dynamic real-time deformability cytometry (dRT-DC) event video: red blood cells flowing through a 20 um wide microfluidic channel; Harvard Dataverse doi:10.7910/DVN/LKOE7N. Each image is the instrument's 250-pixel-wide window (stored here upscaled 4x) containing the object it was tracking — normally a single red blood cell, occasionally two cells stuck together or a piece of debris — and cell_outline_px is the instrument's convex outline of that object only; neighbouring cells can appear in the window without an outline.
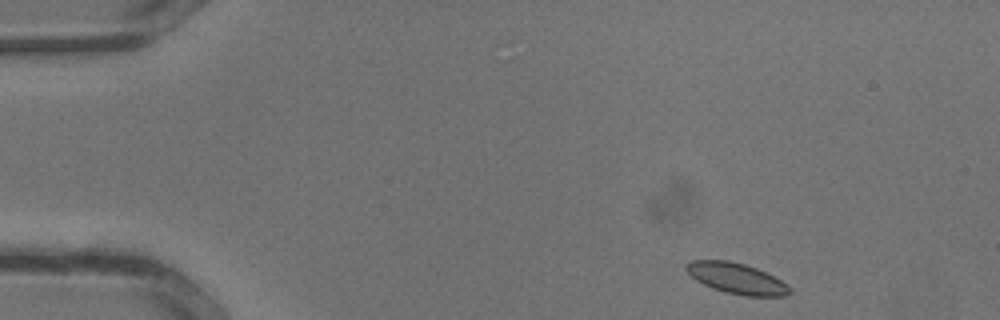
{"species": "common noctule bat (a hibernating species)", "species_latin": "Nyctalus noctula", "temperature_condition": "warm", "stored_images_in_passage": 31, "segment_of_instrument_passage": [1, 2], "camera_frame_rate_fps": 3000, "um_per_image_px": 0.085, "animal": {"sex": "male", "body_mass_g": 13.3}, "frame": {"image": 1, "passage_image": 1, "time_ms": 0.0, "image_size_px": [1000, 320], "cell_outline_px": [[792, 292], [784, 296], [744, 296], [724, 292], [712, 288], [696, 280], [684, 268], [684, 264], [692, 260], [728, 260], [744, 264], [756, 268], [788, 284], [792, 288]], "centroid_in_image_um": [62.6, 23.67], "position_along_channel_um": 22.4, "area_um2": 18.55}}
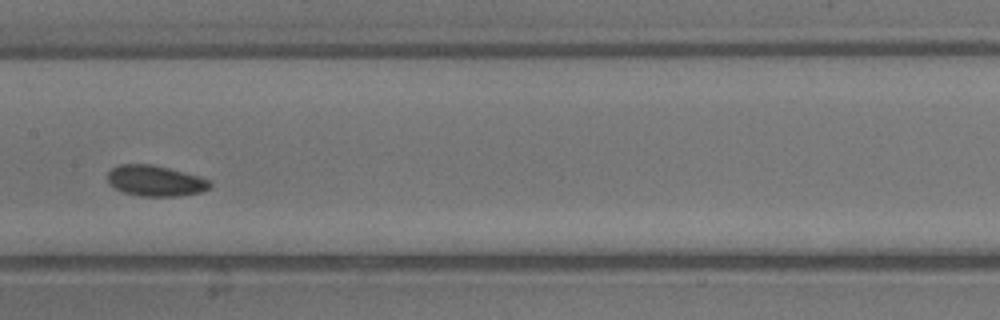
{"frame": {"image": 2, "passage_image": 14, "time_ms": 4.333, "image_size_px": [1000, 320], "cell_outline_px": [[212, 184], [208, 188], [200, 192], [176, 196], [140, 196], [124, 192], [116, 188], [108, 180], [108, 172], [112, 168], [120, 164], [152, 164], [200, 176], [212, 180]], "centroid_in_image_um": [13.23, 15.36], "position_along_channel_um": 194.2, "area_um2": 18.21}}
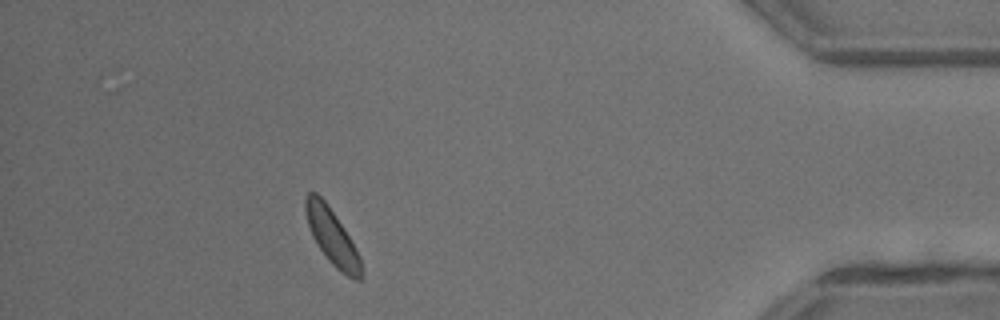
{"frame": {"image": 3, "passage_image": 27, "time_ms": 8.667, "image_size_px": [1000, 320], "cell_outline_px": [[364, 276], [360, 280], [356, 280], [340, 272], [328, 260], [312, 236], [308, 224], [304, 208], [304, 200], [308, 192], [316, 192], [328, 204], [344, 228], [356, 248], [360, 256], [364, 272]], "centroid_in_image_um": [28.25, 20.15], "position_along_channel_um": 407.0, "area_um2": 18.21}}